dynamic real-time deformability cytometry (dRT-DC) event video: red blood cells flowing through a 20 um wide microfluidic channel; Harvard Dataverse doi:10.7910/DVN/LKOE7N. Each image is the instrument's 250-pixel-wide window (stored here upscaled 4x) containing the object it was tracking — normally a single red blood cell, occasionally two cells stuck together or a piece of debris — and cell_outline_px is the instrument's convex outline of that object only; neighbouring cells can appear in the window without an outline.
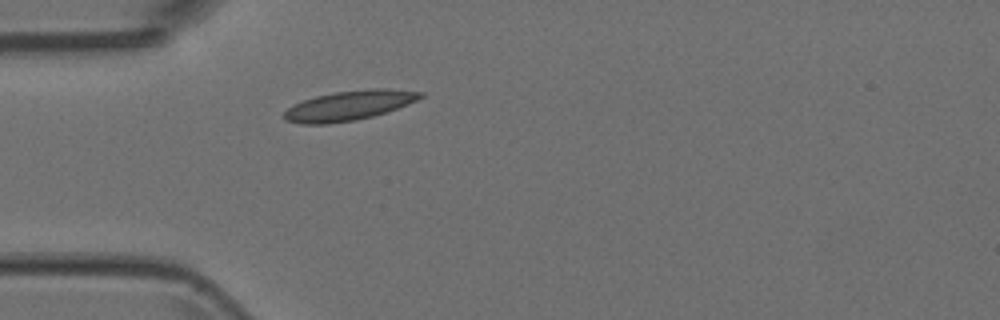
{"species": "Egyptian fruit bat (a non-hibernating species)", "species_latin": "Rousettus aegyptiacus", "temperature_condition": "room temperature", "stored_images_in_passage": 3, "camera_frame_rate_fps": 3000, "um_per_image_px": 0.085, "animal": {"sex": "female"}, "frame": {"image": 1, "passage_image": 3, "time_ms": 0.667, "image_size_px": [1000, 320], "cell_outline_px": [[424, 96], [408, 104], [372, 116], [356, 120], [328, 124], [300, 124], [284, 120], [280, 116], [288, 108], [304, 100], [316, 96], [332, 92], [372, 88], [388, 88], [424, 92]], "centroid_in_image_um": [29.64, 8.97], "position_along_channel_um": 55.4, "area_um2": 23.64}}